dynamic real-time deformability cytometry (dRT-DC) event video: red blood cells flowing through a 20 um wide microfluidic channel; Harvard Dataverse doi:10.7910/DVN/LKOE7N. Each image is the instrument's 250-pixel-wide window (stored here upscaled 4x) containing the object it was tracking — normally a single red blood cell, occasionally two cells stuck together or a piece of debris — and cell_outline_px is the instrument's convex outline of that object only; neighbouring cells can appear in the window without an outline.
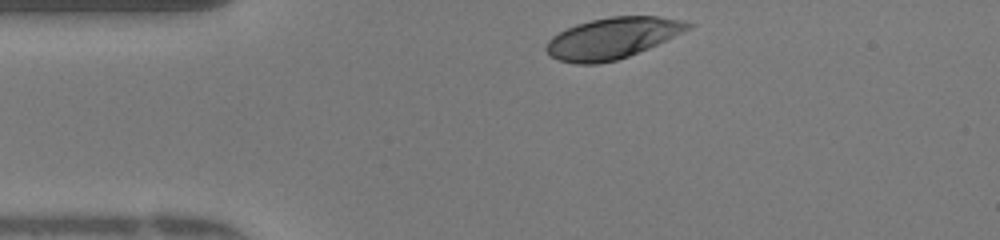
{"species": "human", "species_latin": "Homo sapiens", "temperature_condition": "warm", "stored_images_in_passage": 31, "camera_frame_rate_fps": 3000, "um_per_image_px": 0.085, "donor": {"sex": "female"}, "frame": {"image": 1, "passage_image": 1, "time_ms": 0.0, "image_size_px": [1000, 240], "cell_outline_px": [[692, 24], [688, 28], [648, 48], [628, 56], [616, 60], [596, 64], [576, 64], [560, 60], [552, 56], [544, 48], [548, 40], [552, 36], [576, 24], [592, 20], [612, 16], [656, 16], [680, 20]], "centroid_in_image_um": [51.98, 3.25], "position_along_channel_um": 33.0, "area_um2": 33.18}}
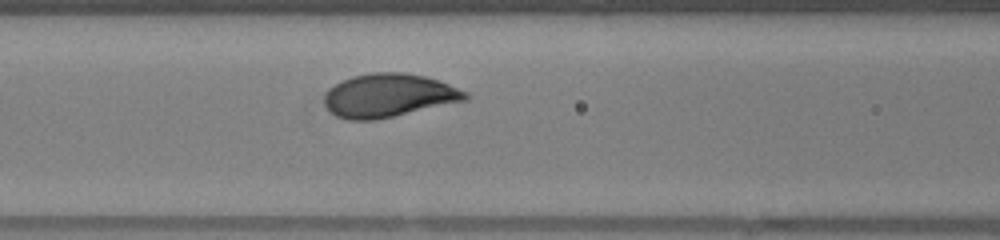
{"frame": {"image": 2, "passage_image": 11, "time_ms": 3.333, "image_size_px": [1000, 240], "cell_outline_px": [[468, 100], [376, 120], [348, 120], [336, 116], [324, 104], [324, 96], [328, 88], [352, 76], [376, 72], [404, 72], [424, 76], [448, 84], [468, 92]], "centroid_in_image_um": [33.03, 8.12], "position_along_channel_um": 133.6, "area_um2": 35.6}}
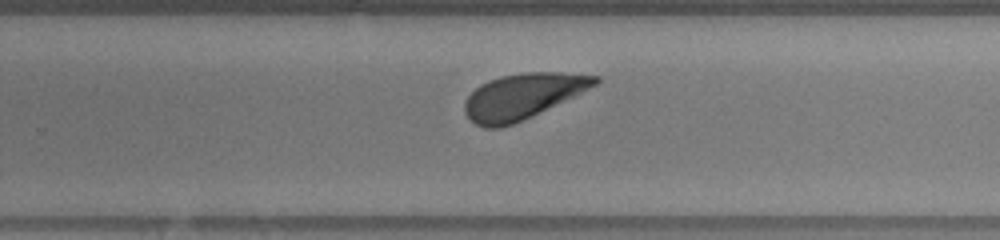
{"frame": {"image": 3, "passage_image": 22, "time_ms": 7.0, "image_size_px": [1000, 240], "cell_outline_px": [[600, 80], [596, 84], [572, 96], [512, 124], [500, 128], [484, 128], [476, 124], [464, 112], [464, 104], [468, 96], [480, 84], [488, 80], [500, 76], [524, 72], [560, 72], [600, 76]], "centroid_in_image_um": [44.37, 8.16], "position_along_channel_um": 285.4, "area_um2": 33.76}, "authors_computed_cell_mechanics": {"area_um2": 34.5066, "velocity_mm_per_s": 4.1603, "shape_relaxation_time_tau1_ms": 1.6955, "shape_relaxation_time_tau2_ms": null, "deformation_change_tau1": 0.1297, "deformation_change_tau2": null}}